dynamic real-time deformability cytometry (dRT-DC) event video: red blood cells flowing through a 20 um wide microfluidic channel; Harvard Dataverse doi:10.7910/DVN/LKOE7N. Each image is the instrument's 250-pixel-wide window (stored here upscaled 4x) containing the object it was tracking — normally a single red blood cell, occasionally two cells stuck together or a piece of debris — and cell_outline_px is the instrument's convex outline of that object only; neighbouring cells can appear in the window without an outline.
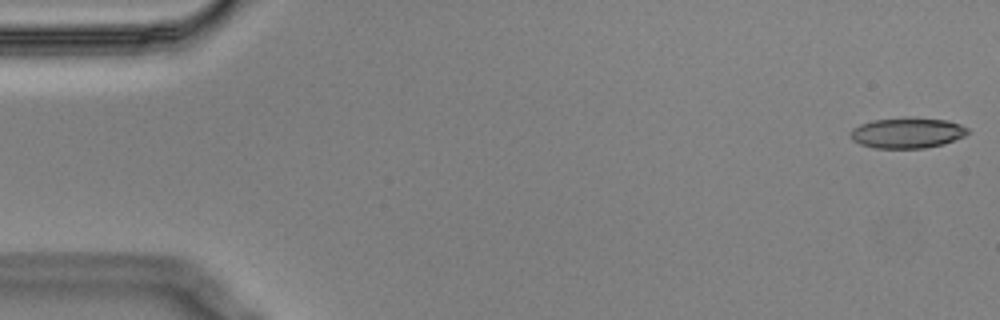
{"species": "Egyptian fruit bat (a non-hibernating species)", "species_latin": "Rousettus aegyptiacus", "temperature_condition": "cold", "stored_images_in_passage": 55, "camera_frame_rate_fps": 3000, "um_per_image_px": 0.085, "animal": {"sex": "male"}, "frame": {"image": 1, "passage_image": 1, "time_ms": 0.0, "image_size_px": [1000, 320], "cell_outline_px": [[968, 132], [964, 136], [944, 144], [924, 148], [872, 148], [860, 144], [852, 140], [852, 128], [860, 124], [872, 120], [904, 116], [916, 116], [948, 120], [960, 124], [968, 128]], "centroid_in_image_um": [77.12, 11.26], "position_along_channel_um": 7.9, "area_um2": 21.33}}
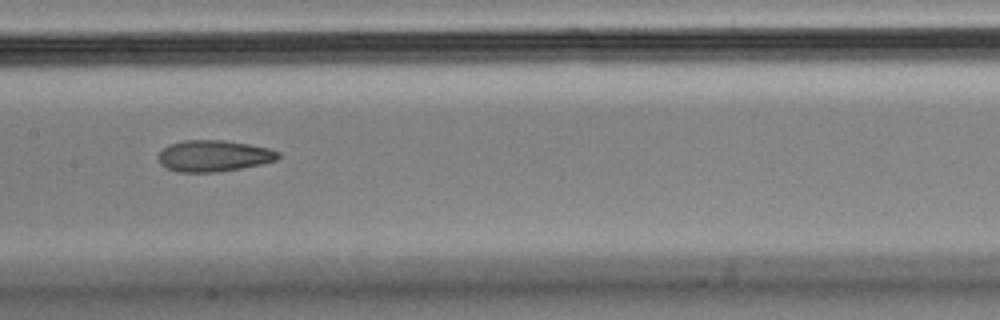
{"frame": {"image": 2, "passage_image": 27, "time_ms": 8.667, "image_size_px": [1000, 320], "cell_outline_px": [[280, 156], [276, 160], [260, 164], [240, 168], [216, 172], [176, 172], [160, 164], [156, 156], [168, 144], [184, 140], [224, 140], [248, 144], [268, 148], [280, 152]], "centroid_in_image_um": [18.13, 13.24], "position_along_channel_um": 189.3, "area_um2": 21.91}}
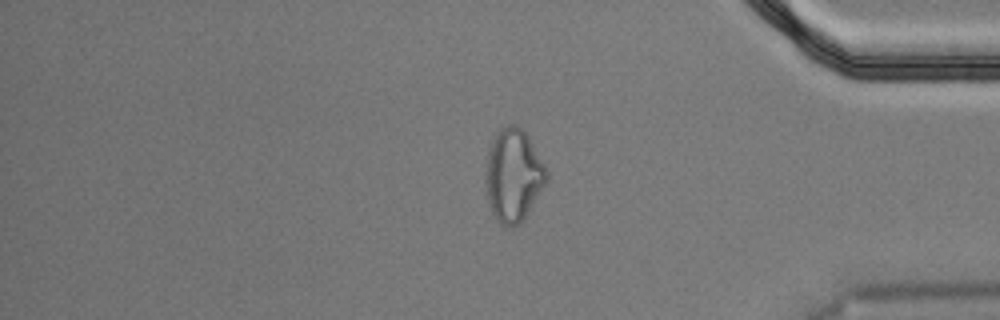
{"frame": {"image": 3, "passage_image": 46, "time_ms": 15.0, "image_size_px": [1000, 320], "cell_outline_px": [[548, 180], [528, 212], [512, 228], [508, 228], [500, 224], [496, 220], [492, 212], [488, 200], [484, 180], [484, 172], [488, 152], [492, 140], [496, 132], [500, 128], [508, 124], [516, 124], [528, 136], [544, 164], [548, 172]], "centroid_in_image_um": [43.61, 14.89], "position_along_channel_um": 391.6, "area_um2": 33.0}, "authors_computed_cell_mechanics": {"area_um2": 22.0796, "velocity_mm_per_s": 3.5853, "shape_relaxation_time_tau1_ms": null, "shape_relaxation_time_tau2_ms": 2.698, "deformation_change_tau1": null, "deformation_change_tau2": 0.0977}}